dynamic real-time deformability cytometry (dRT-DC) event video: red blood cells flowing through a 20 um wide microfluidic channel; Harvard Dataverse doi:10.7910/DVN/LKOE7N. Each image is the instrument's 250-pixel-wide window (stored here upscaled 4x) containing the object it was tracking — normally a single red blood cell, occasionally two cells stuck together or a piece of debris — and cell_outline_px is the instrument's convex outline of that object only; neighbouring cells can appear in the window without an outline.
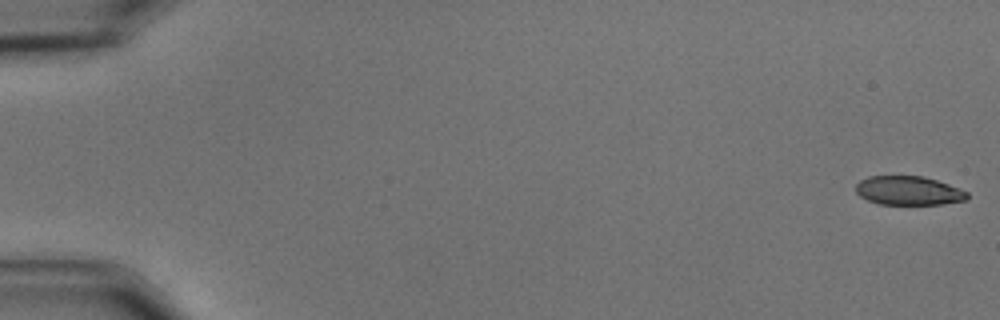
{"species": "common noctule bat (a hibernating species)", "species_latin": "Nyctalus noctula", "temperature_condition": "cold", "stored_images_in_passage": 40, "camera_frame_rate_fps": 3000, "um_per_image_px": 0.085, "animal": {"sex": "male", "body_mass_g": 15.6}, "frame": {"image": 1, "passage_image": 1, "time_ms": 0.0, "image_size_px": [1000, 320], "cell_outline_px": [[968, 200], [944, 204], [880, 204], [868, 200], [860, 196], [856, 192], [856, 184], [860, 180], [868, 176], [924, 176], [948, 184], [968, 192]], "centroid_in_image_um": [77.23, 16.2], "position_along_channel_um": 7.8, "area_um2": 18.79}}
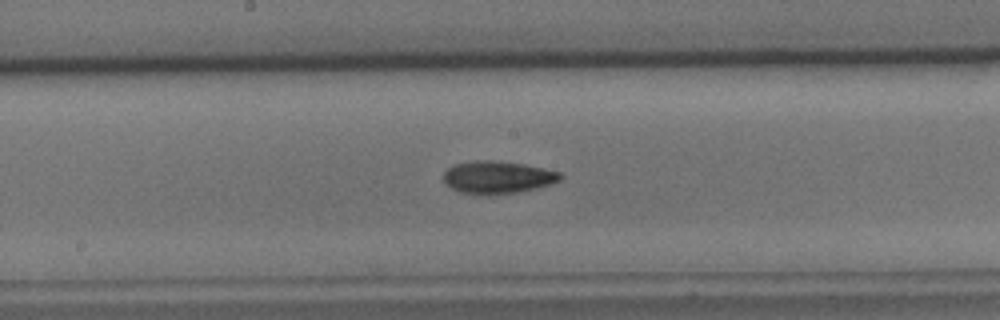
{"frame": {"image": 2, "passage_image": 31, "time_ms": 10.0, "image_size_px": [1000, 320], "cell_outline_px": [[564, 176], [560, 180], [552, 184], [516, 192], [460, 192], [444, 184], [444, 172], [452, 164], [476, 160], [492, 160], [524, 164], [544, 168], [560, 172]], "centroid_in_image_um": [42.31, 15.02], "position_along_channel_um": 205.9, "area_um2": 21.56}}
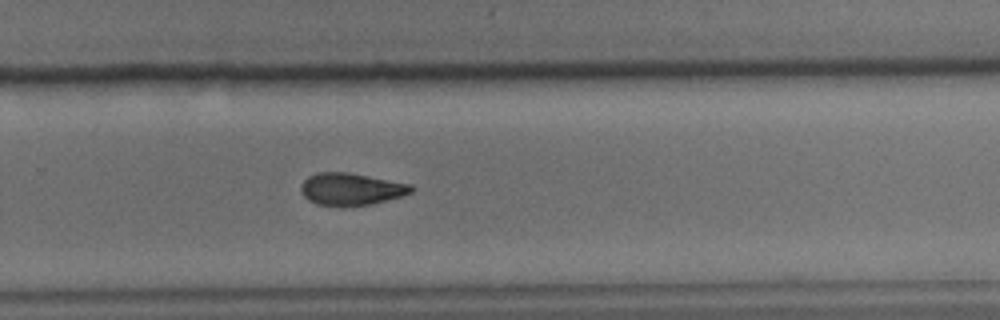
{"frame": {"image": 3, "passage_image": 39, "time_ms": 12.667, "image_size_px": [1000, 320], "cell_outline_px": [[416, 188], [412, 192], [400, 196], [372, 204], [344, 208], [340, 208], [316, 204], [308, 200], [300, 192], [300, 184], [308, 176], [316, 172], [348, 172], [412, 184]], "centroid_in_image_um": [29.81, 16.09], "position_along_channel_um": 300.0, "area_um2": 21.27}}